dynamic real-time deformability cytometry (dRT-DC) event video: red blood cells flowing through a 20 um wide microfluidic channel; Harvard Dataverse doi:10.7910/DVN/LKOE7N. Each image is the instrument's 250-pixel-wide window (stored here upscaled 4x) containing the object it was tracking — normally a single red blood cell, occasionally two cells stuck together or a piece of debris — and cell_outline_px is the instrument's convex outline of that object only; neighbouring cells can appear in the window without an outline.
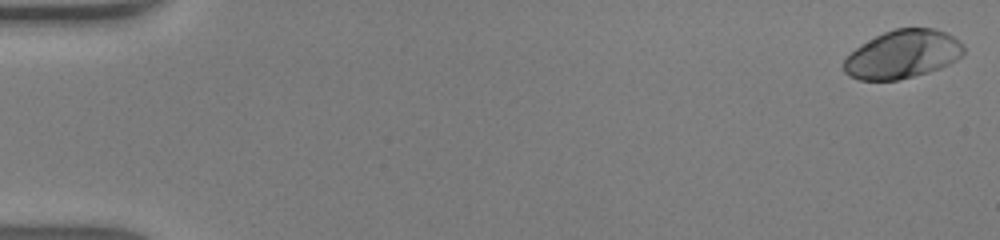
{"species": "human", "species_latin": "Homo sapiens", "temperature_condition": "warm", "stored_images_in_passage": 48, "camera_frame_rate_fps": 3000, "um_per_image_px": 0.085, "donor": {"sex": "male"}, "frame": {"image": 1, "passage_image": 1, "time_ms": 0.0, "image_size_px": [1000, 240], "cell_outline_px": [[964, 52], [956, 60], [940, 68], [928, 72], [896, 80], [860, 80], [848, 76], [844, 72], [844, 60], [860, 44], [884, 32], [896, 28], [932, 28], [944, 32], [952, 36], [964, 44]], "centroid_in_image_um": [76.71, 4.61], "position_along_channel_um": 8.3, "area_um2": 33.47}}
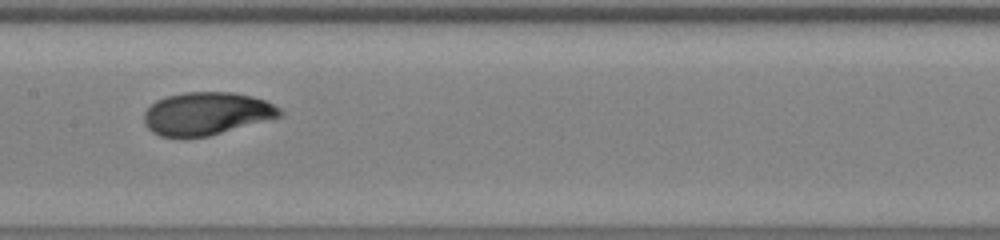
{"frame": {"image": 2, "passage_image": 25, "time_ms": 8.0, "image_size_px": [1000, 240], "cell_outline_px": [[284, 112], [280, 116], [208, 136], [160, 136], [152, 132], [144, 124], [144, 112], [156, 100], [164, 96], [184, 92], [232, 92], [252, 96], [264, 100], [280, 108]], "centroid_in_image_um": [17.52, 9.63], "position_along_channel_um": 189.9, "area_um2": 33.52}}
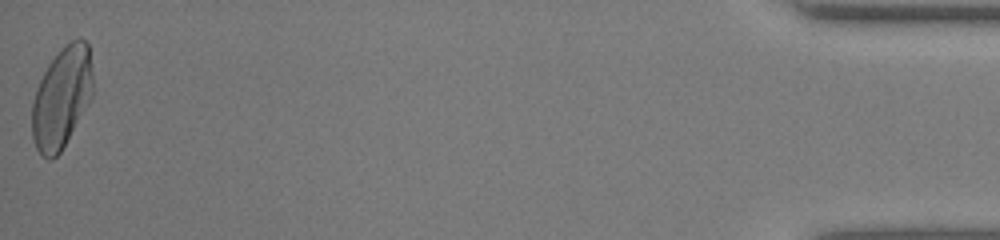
{"frame": {"image": 3, "passage_image": 48, "time_ms": 15.667, "image_size_px": [1000, 240], "cell_outline_px": [[92, 96], [88, 104], [60, 152], [52, 160], [48, 160], [40, 156], [36, 148], [32, 136], [32, 100], [36, 88], [48, 64], [72, 40], [84, 40], [88, 44], [92, 72]], "centroid_in_image_um": [5.22, 8.36], "position_along_channel_um": 430.0, "area_um2": 35.37}, "authors_computed_cell_mechanics": {"area_um2": 33.4951, "velocity_mm_per_s": 4.359, "shape_relaxation_time_tau1_ms": 3.4899, "shape_relaxation_time_tau2_ms": 0.6266, "deformation_change_tau1": 0.1904, "deformation_change_tau2": 0.044}}